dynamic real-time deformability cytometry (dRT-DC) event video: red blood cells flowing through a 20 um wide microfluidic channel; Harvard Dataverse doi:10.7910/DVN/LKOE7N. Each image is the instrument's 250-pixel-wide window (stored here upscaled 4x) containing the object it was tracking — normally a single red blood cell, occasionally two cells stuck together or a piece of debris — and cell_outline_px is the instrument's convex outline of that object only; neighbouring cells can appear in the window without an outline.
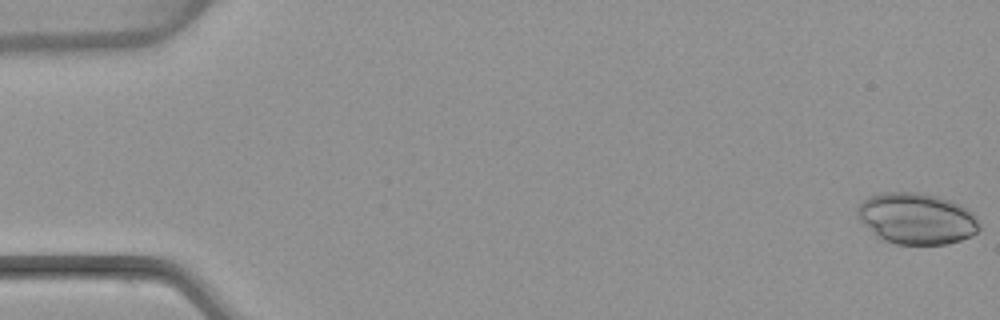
{"species": "common noctule bat (a hibernating species)", "species_latin": "Nyctalus noctula", "temperature_condition": "warm", "stored_images_in_passage": 37, "camera_frame_rate_fps": 3000, "um_per_image_px": 0.085, "animal": {"sex": "female", "body_mass_g": 22.7, "forearm_length_mm": 54.2}, "frame": {"image": 1, "passage_image": 1, "time_ms": 0.0, "image_size_px": [1000, 320], "cell_outline_px": [[980, 228], [972, 236], [948, 244], [896, 244], [884, 240], [876, 236], [860, 220], [856, 212], [856, 208], [868, 196], [884, 192], [916, 192], [936, 196], [960, 204], [972, 212], [976, 216]], "centroid_in_image_um": [77.91, 18.58], "position_along_channel_um": 7.1, "area_um2": 36.36}}